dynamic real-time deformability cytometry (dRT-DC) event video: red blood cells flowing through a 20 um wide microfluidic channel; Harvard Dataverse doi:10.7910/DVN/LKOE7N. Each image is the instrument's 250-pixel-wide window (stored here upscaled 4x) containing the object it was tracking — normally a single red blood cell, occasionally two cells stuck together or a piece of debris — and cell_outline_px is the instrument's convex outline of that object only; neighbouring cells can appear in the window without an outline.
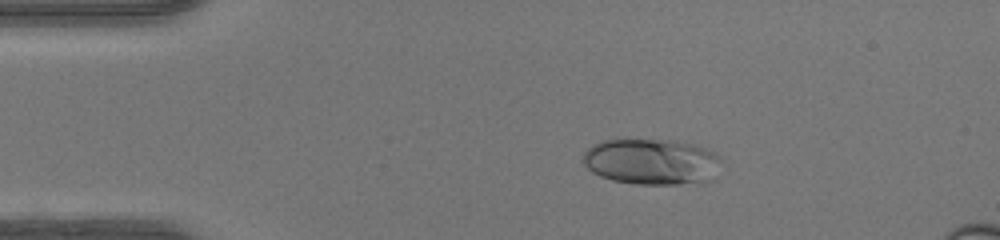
{"species": "human", "species_latin": "Homo sapiens", "temperature_condition": "warm", "stored_images_in_passage": 43, "segment_of_instrument_passage": [1, 2], "camera_frame_rate_fps": 3000, "um_per_image_px": 0.085, "donor": {"sex": "female"}, "frame": {"image": 1, "passage_image": 2, "time_ms": 0.333, "image_size_px": [1000, 240], "cell_outline_px": [[724, 160], [712, 180], [680, 184], [636, 184], [612, 180], [600, 176], [592, 172], [584, 164], [584, 152], [592, 144], [604, 140], [676, 140], [692, 144], [716, 152]], "centroid_in_image_um": [55.43, 13.74], "position_along_channel_um": 29.6, "area_um2": 37.28}}
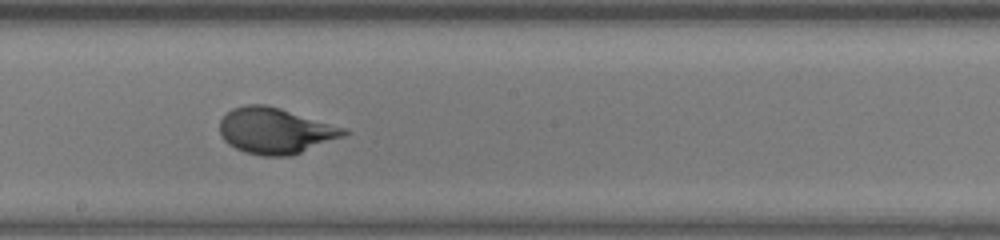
{"frame": {"image": 2, "passage_image": 20, "time_ms": 6.333, "image_size_px": [1000, 240], "cell_outline_px": [[352, 132], [344, 136], [292, 156], [264, 156], [244, 152], [228, 144], [224, 140], [220, 132], [220, 120], [232, 108], [244, 104], [264, 104], [280, 108], [348, 128]], "centroid_in_image_um": [23.43, 11.11], "position_along_channel_um": 224.8, "area_um2": 33.47}}
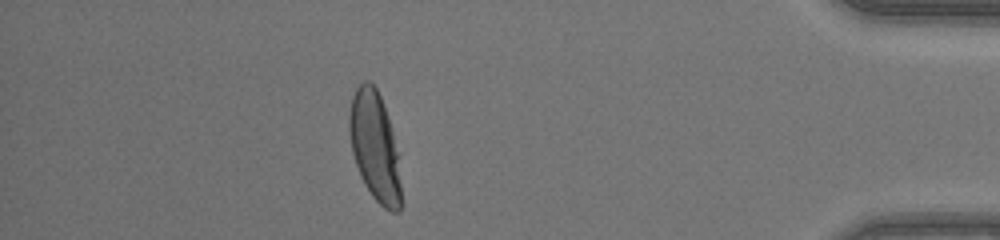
{"frame": {"image": 3, "passage_image": 36, "time_ms": 11.667, "image_size_px": [1000, 240], "cell_outline_px": [[400, 212], [392, 212], [384, 208], [372, 196], [364, 184], [360, 176], [352, 152], [348, 128], [348, 116], [352, 96], [356, 88], [364, 80], [368, 80], [376, 88], [380, 96], [392, 132], [396, 152], [400, 184]], "centroid_in_image_um": [31.81, 12.45], "position_along_channel_um": 403.4, "area_um2": 32.37}}